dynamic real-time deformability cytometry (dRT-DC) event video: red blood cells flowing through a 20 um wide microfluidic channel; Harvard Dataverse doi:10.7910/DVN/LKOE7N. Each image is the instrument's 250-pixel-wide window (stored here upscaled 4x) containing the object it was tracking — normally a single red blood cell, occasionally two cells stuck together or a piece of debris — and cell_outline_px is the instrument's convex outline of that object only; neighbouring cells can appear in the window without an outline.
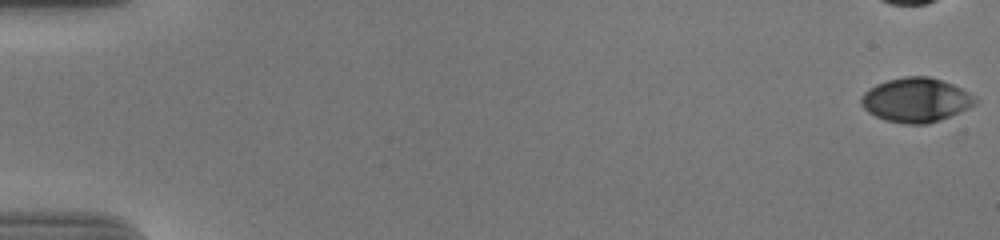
{"species": "human", "species_latin": "Homo sapiens", "temperature_condition": "cold", "stored_images_in_passage": 46, "camera_frame_rate_fps": 3000, "um_per_image_px": 0.085, "donor": {"sex": "male"}, "frame": {"image": 1, "passage_image": 1, "time_ms": 0.0, "image_size_px": [1000, 240], "cell_outline_px": [[976, 104], [968, 108], [940, 120], [928, 124], [908, 124], [888, 120], [876, 116], [868, 112], [860, 104], [860, 96], [868, 88], [876, 84], [888, 80], [904, 76], [928, 76], [952, 84], [976, 96]], "centroid_in_image_um": [77.83, 8.49], "position_along_channel_um": 7.2, "area_um2": 29.3}}